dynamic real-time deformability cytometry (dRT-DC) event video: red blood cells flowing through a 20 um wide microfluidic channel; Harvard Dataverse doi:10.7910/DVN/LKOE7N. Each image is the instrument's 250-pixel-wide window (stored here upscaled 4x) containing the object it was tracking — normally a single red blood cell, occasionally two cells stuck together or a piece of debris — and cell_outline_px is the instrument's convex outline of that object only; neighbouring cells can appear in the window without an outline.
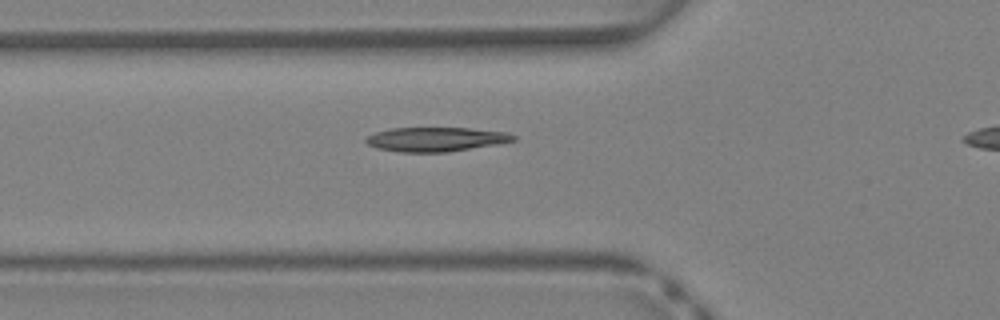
{"species": "Egyptian fruit bat (a non-hibernating species)", "species_latin": "Rousettus aegyptiacus", "temperature_condition": "warm", "stored_images_in_passage": 29, "camera_frame_rate_fps": 3000, "um_per_image_px": 0.085, "animal": {"sex": "female"}, "frame": {"image": 1, "passage_image": 8, "time_ms": 2.333, "image_size_px": [1000, 320], "cell_outline_px": [[516, 140], [500, 144], [448, 152], [400, 152], [376, 148], [368, 144], [364, 140], [368, 136], [376, 132], [392, 128], [468, 128], [508, 132], [516, 136]], "centroid_in_image_um": [37.09, 11.84], "position_along_channel_um": 88.7, "area_um2": 20.92}}
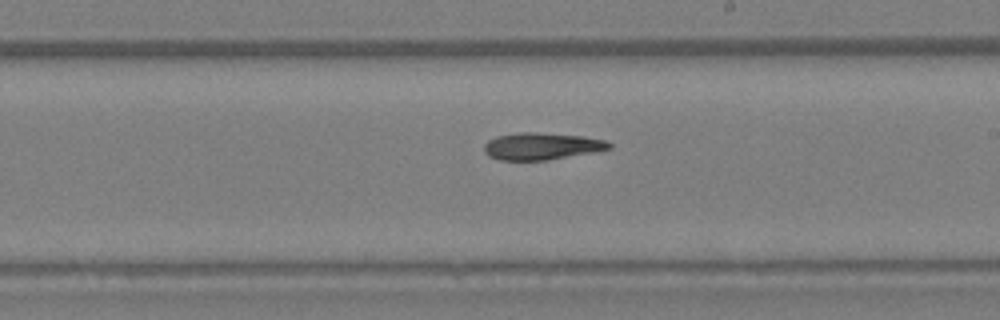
{"frame": {"image": 2, "passage_image": 17, "time_ms": 5.333, "image_size_px": [1000, 320], "cell_outline_px": [[612, 148], [596, 152], [548, 160], [500, 160], [488, 156], [484, 152], [484, 144], [488, 140], [496, 136], [520, 132], [532, 132], [584, 136], [608, 140], [612, 144]], "centroid_in_image_um": [46.07, 12.43], "position_along_channel_um": 242.9, "area_um2": 19.94}}
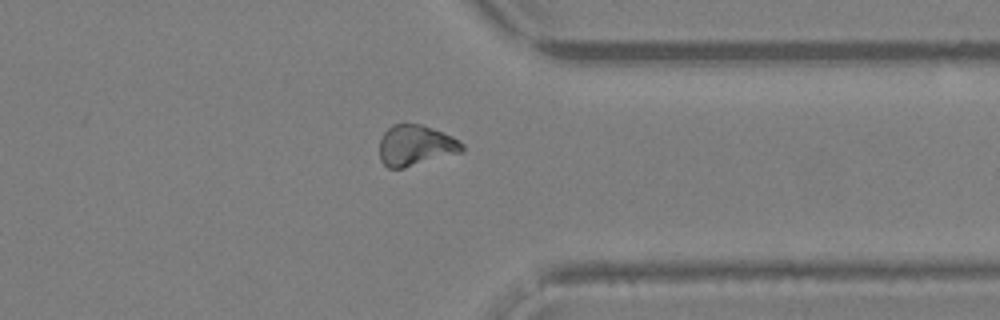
{"frame": {"image": 3, "passage_image": 25, "time_ms": 8.0, "image_size_px": [1000, 320], "cell_outline_px": [[464, 148], [460, 152], [404, 168], [388, 168], [380, 160], [380, 140], [384, 132], [392, 124], [420, 124], [432, 128], [452, 136], [464, 144]], "centroid_in_image_um": [35.31, 12.36], "position_along_channel_um": 376.1, "area_um2": 19.42}}